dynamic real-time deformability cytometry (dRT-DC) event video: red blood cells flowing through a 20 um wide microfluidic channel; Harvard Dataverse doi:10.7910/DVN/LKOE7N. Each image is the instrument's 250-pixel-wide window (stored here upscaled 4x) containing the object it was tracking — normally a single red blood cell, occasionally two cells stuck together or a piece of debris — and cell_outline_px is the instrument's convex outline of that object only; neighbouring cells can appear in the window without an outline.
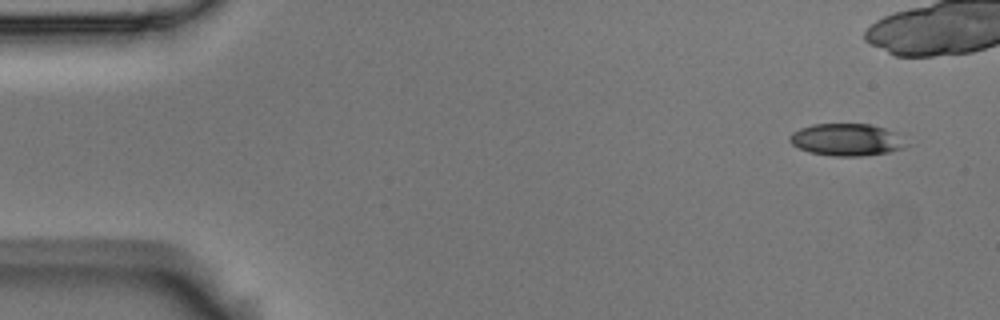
{"species": "Egyptian fruit bat (a non-hibernating species)", "species_latin": "Rousettus aegyptiacus", "temperature_condition": "room temperature", "stored_images_in_passage": 3, "segment_of_instrument_passage": [2, 2], "camera_frame_rate_fps": 3000, "um_per_image_px": 0.085, "animal": {"sex": "male"}, "frame": {"image": 1, "passage_image": 3, "time_ms": 0.667, "image_size_px": [1000, 320], "cell_outline_px": [[912, 144], [904, 148], [888, 152], [860, 156], [832, 156], [808, 152], [792, 144], [788, 140], [788, 136], [792, 132], [800, 128], [812, 124], [872, 124], [896, 132]], "centroid_in_image_um": [72.0, 11.87], "position_along_channel_um": 13.0, "area_um2": 22.2}}